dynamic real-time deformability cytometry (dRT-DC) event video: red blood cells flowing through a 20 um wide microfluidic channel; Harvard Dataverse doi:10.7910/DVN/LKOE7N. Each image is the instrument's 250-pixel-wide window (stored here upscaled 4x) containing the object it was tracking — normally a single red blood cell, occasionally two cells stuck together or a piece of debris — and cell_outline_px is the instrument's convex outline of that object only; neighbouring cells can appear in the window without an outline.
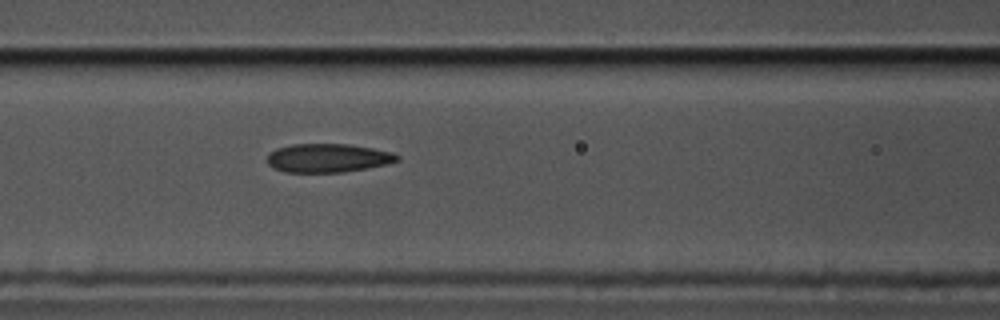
{"species": "common noctule bat (a hibernating species)", "species_latin": "Nyctalus noctula", "temperature_condition": "cold", "stored_images_in_passage": 37, "camera_frame_rate_fps": 3000, "um_per_image_px": 0.085, "animal": {"sex": "male", "body_mass_g": 17.5, "forearm_length_mm": 52.3}, "frame": {"image": 1, "passage_image": 10, "time_ms": 3.0, "image_size_px": [1000, 320], "cell_outline_px": [[400, 160], [388, 164], [368, 168], [344, 172], [284, 172], [272, 168], [268, 164], [268, 156], [276, 148], [292, 144], [348, 144], [372, 148], [392, 152], [400, 156]], "centroid_in_image_um": [27.89, 13.43], "position_along_channel_um": 138.7, "area_um2": 21.79}}
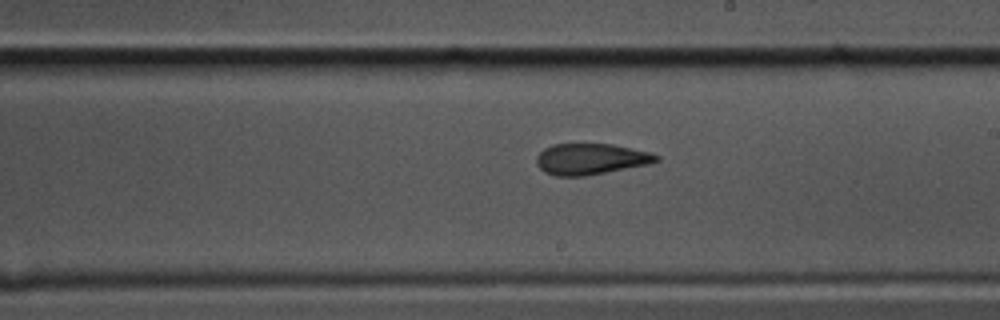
{"frame": {"image": 2, "passage_image": 19, "time_ms": 6.0, "image_size_px": [1000, 320], "cell_outline_px": [[660, 160], [648, 164], [584, 176], [556, 176], [544, 172], [536, 164], [536, 156], [544, 148], [552, 144], [612, 144], [652, 152], [660, 156]], "centroid_in_image_um": [50.21, 13.51], "position_along_channel_um": 238.8, "area_um2": 21.73}}
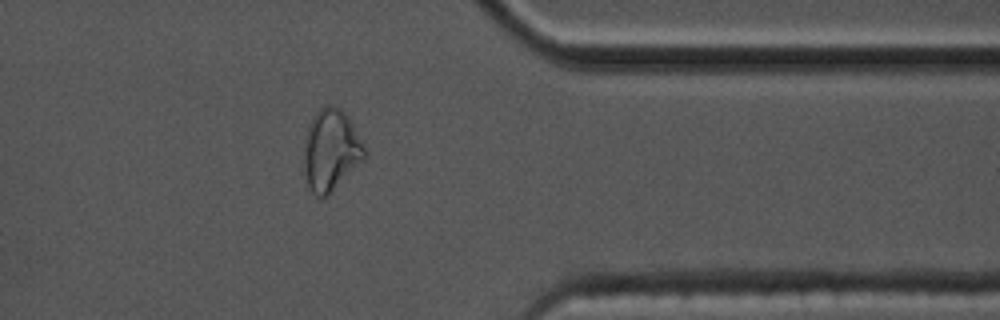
{"frame": {"image": 3, "passage_image": 33, "time_ms": 10.667, "image_size_px": [1000, 320], "cell_outline_px": [[364, 160], [328, 196], [316, 196], [308, 188], [304, 168], [304, 140], [308, 128], [316, 112], [324, 104], [332, 104], [340, 108], [348, 116], [364, 144]], "centroid_in_image_um": [28.12, 12.76], "position_along_channel_um": 383.3, "area_um2": 28.84}, "authors_computed_cell_mechanics": {"area_um2": 22.1374, "velocity_mm_per_s": 3.3457, "shape_relaxation_time_tau1_ms": null, "shape_relaxation_time_tau2_ms": 3.1396, "deformation_change_tau1": null, "deformation_change_tau2": 0.104}}